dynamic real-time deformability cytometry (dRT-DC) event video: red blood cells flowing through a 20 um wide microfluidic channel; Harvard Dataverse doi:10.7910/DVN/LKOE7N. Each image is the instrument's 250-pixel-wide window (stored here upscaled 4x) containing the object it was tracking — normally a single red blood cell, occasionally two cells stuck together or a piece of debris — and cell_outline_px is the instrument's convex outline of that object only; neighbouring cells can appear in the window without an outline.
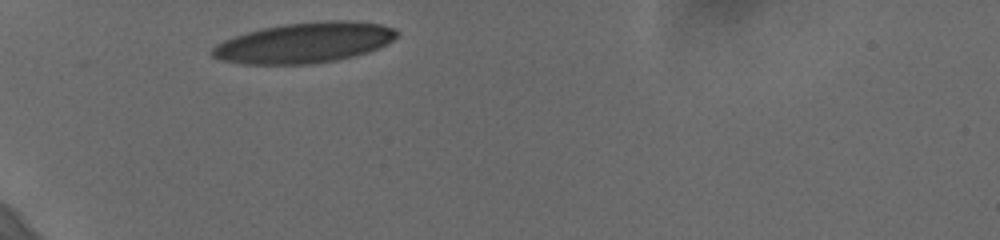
{"species": "human", "species_latin": "Homo sapiens", "temperature_condition": "cold", "stored_images_in_passage": 1, "camera_frame_rate_fps": 3000, "um_per_image_px": 0.085, "donor": {"sex": "female"}, "frame": {"image": 1, "passage_image": 1, "time_ms": 0.0, "image_size_px": [1000, 240], "cell_outline_px": [[396, 36], [392, 40], [368, 52], [356, 56], [336, 60], [312, 64], [240, 64], [220, 60], [212, 56], [212, 48], [216, 44], [224, 40], [248, 32], [264, 28], [284, 24], [320, 20], [348, 20], [380, 24], [392, 28], [396, 32]], "centroid_in_image_um": [25.84, 3.63], "position_along_channel_um": 59.2, "area_um2": 43.29}}